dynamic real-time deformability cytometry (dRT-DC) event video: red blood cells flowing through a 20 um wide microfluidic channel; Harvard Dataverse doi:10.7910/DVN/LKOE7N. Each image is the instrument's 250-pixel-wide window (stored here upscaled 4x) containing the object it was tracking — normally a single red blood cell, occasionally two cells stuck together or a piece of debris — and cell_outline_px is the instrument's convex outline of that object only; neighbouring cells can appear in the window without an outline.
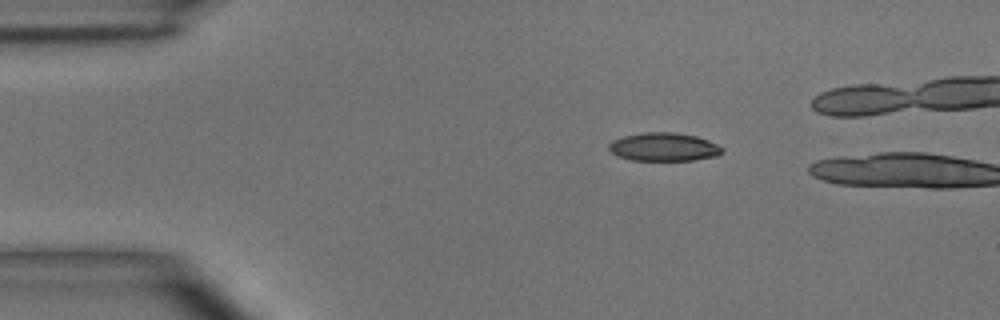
{"species": "common noctule bat (a hibernating species)", "species_latin": "Nyctalus noctula", "temperature_condition": "room temperature", "stored_images_in_passage": 2, "camera_frame_rate_fps": 3000, "um_per_image_px": 0.085, "animal": {"sex": "male", "body_mass_g": 15.6}, "frame": {"image": 1, "passage_image": 1, "time_ms": 0.0, "image_size_px": [1000, 320], "cell_outline_px": [[724, 152], [716, 156], [692, 160], [632, 160], [620, 156], [612, 152], [608, 148], [608, 144], [612, 140], [624, 136], [644, 132], [676, 132], [696, 136], [708, 140], [724, 148]], "centroid_in_image_um": [56.44, 12.48], "position_along_channel_um": 28.6, "area_um2": 18.67}}